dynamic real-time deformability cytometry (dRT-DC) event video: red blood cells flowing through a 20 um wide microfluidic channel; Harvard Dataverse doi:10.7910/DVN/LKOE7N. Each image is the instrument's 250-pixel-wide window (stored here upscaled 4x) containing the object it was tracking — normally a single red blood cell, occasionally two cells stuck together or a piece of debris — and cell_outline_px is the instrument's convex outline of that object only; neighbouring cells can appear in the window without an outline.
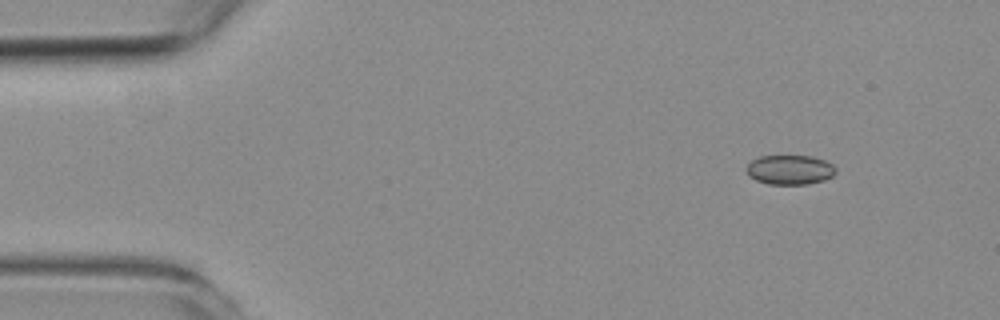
{"species": "common noctule bat (a hibernating species)", "species_latin": "Nyctalus noctula", "temperature_condition": "room temperature", "stored_images_in_passage": 53, "camera_frame_rate_fps": 3000, "um_per_image_px": 0.085, "animal": {"sex": "female", "body_mass_g": 19.3, "forearm_length_mm": 54.1}, "frame": {"image": 1, "passage_image": 5, "time_ms": 1.333, "image_size_px": [1000, 320], "cell_outline_px": [[836, 172], [832, 176], [824, 180], [808, 184], [768, 184], [756, 180], [748, 176], [744, 168], [752, 160], [760, 156], [812, 156], [824, 160], [832, 164], [836, 168]], "centroid_in_image_um": [67.12, 14.43], "position_along_channel_um": 17.9, "area_um2": 15.49}}
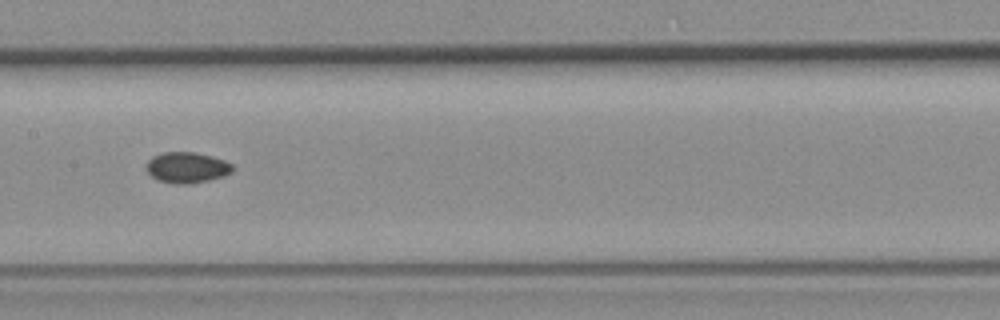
{"frame": {"image": 2, "passage_image": 26, "time_ms": 8.333, "image_size_px": [1000, 320], "cell_outline_px": [[232, 172], [224, 176], [208, 180], [188, 184], [172, 184], [156, 180], [144, 168], [148, 160], [152, 156], [164, 152], [196, 152], [212, 156], [224, 160], [232, 164]], "centroid_in_image_um": [15.85, 14.24], "position_along_channel_um": 191.5, "area_um2": 15.66}}
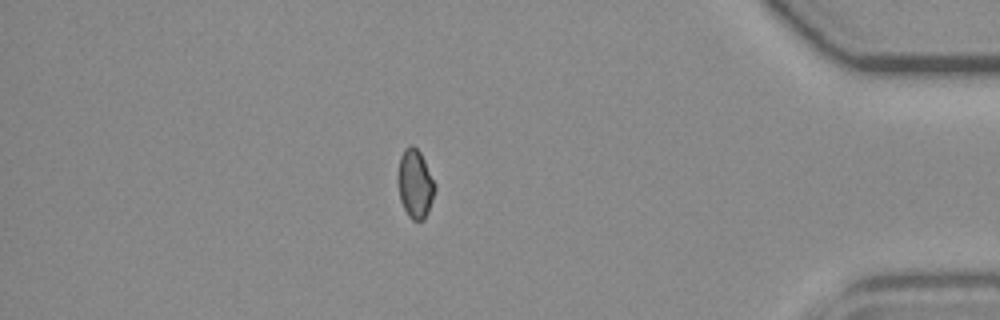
{"frame": {"image": 3, "passage_image": 46, "time_ms": 15.0, "image_size_px": [1000, 320], "cell_outline_px": [[436, 188], [428, 212], [424, 220], [412, 220], [408, 216], [400, 200], [396, 180], [400, 156], [404, 148], [408, 144], [412, 144], [420, 152], [436, 184]], "centroid_in_image_um": [35.26, 15.61], "position_along_channel_um": 399.9, "area_um2": 15.09}, "authors_computed_cell_mechanics": {"area_um2": 15.1436, "velocity_mm_per_s": 3.7683, "shape_relaxation_time_tau1_ms": null, "shape_relaxation_time_tau2_ms": 3.9287, "deformation_change_tau1": null, "deformation_change_tau2": 0.0534}}